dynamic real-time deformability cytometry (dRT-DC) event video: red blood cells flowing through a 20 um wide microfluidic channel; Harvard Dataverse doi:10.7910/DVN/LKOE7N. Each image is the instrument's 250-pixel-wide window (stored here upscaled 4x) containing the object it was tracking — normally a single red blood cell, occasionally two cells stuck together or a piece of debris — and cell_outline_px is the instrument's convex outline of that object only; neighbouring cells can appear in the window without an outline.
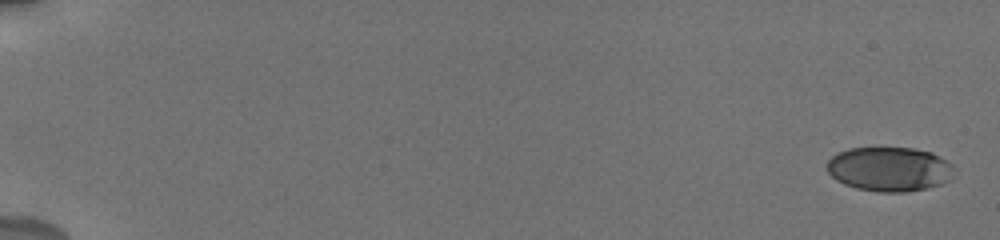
{"species": "human", "species_latin": "Homo sapiens", "temperature_condition": "cold", "stored_images_in_passage": 19, "camera_frame_rate_fps": 3000, "um_per_image_px": 0.085, "donor": {"sex": "male"}, "frame": {"image": 1, "passage_image": 1, "time_ms": 0.0, "image_size_px": [1000, 240], "cell_outline_px": [[956, 168], [948, 180], [940, 184], [928, 188], [908, 192], [880, 192], [856, 188], [844, 184], [836, 180], [828, 172], [828, 160], [836, 152], [848, 148], [912, 148], [932, 152], [952, 164]], "centroid_in_image_um": [75.6, 14.37], "position_along_channel_um": 9.4, "area_um2": 33.0}}
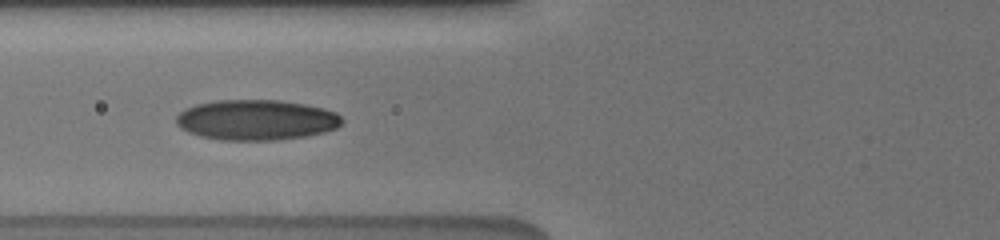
{"frame": {"image": 2, "passage_image": 16, "time_ms": 7.667, "image_size_px": [1000, 240], "cell_outline_px": [[344, 120], [336, 128], [324, 132], [308, 136], [276, 140], [220, 140], [200, 136], [188, 132], [180, 128], [176, 124], [176, 116], [180, 112], [196, 104], [216, 100], [280, 100], [304, 104], [324, 108], [336, 112]], "centroid_in_image_um": [21.79, 10.2], "position_along_channel_um": 104.0, "area_um2": 39.19}}
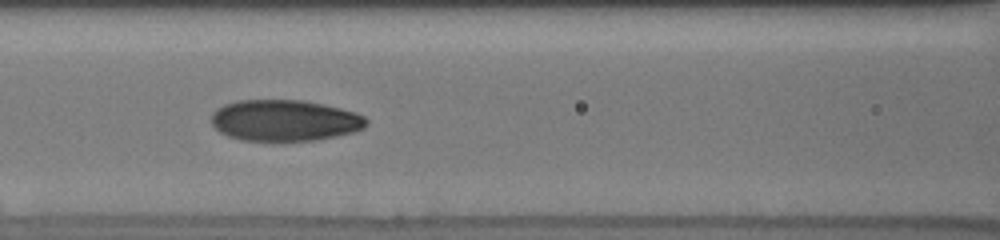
{"frame": {"image": 3, "passage_image": 18, "time_ms": 8.667, "image_size_px": [1000, 240], "cell_outline_px": [[368, 124], [364, 128], [352, 132], [336, 136], [316, 140], [240, 140], [228, 136], [220, 132], [212, 124], [212, 112], [216, 108], [224, 104], [236, 100], [304, 100], [324, 104], [340, 108], [364, 116], [368, 120]], "centroid_in_image_um": [24.18, 10.22], "position_along_channel_um": 142.4, "area_um2": 37.22}}